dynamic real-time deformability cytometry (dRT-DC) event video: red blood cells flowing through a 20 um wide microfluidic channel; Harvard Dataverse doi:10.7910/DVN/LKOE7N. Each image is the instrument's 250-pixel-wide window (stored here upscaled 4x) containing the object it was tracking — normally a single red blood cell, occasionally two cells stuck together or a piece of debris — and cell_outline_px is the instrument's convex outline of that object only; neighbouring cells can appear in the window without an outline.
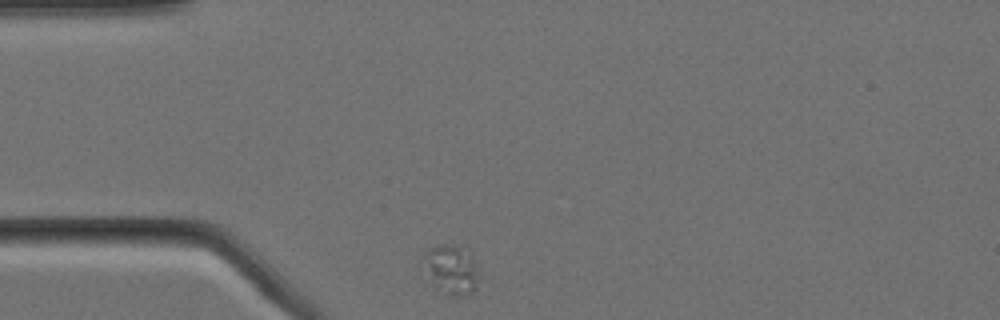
{"species": "Egyptian fruit bat (a non-hibernating species)", "species_latin": "Rousettus aegyptiacus", "temperature_condition": "cold", "stored_images_in_passage": 39, "camera_frame_rate_fps": 3000, "um_per_image_px": 0.085, "animal": {"sex": "female"}, "frame": {"image": 1, "passage_image": 1, "time_ms": 0.0, "image_size_px": [1000, 320], "cell_outline_px": [[480, 276], [476, 288], [472, 292], [464, 296], [444, 296], [432, 288], [420, 268], [420, 256], [428, 248], [436, 244], [460, 244], [472, 256], [476, 264]], "centroid_in_image_um": [38.25, 22.92], "position_along_channel_um": 46.8, "area_um2": 17.63}}
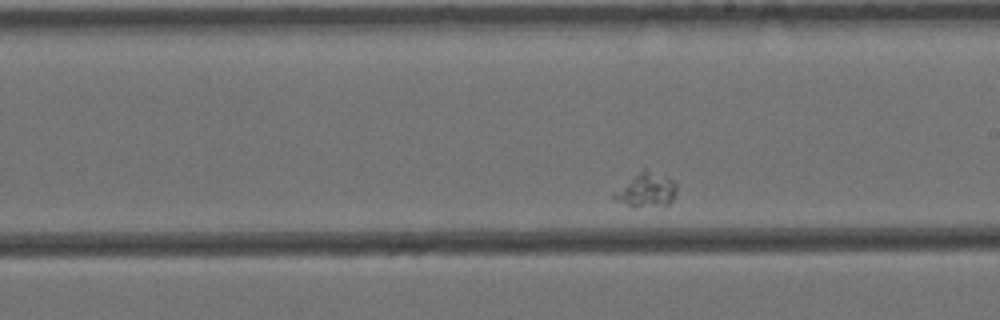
{"frame": {"image": 2, "passage_image": 23, "time_ms": 7.333, "image_size_px": [1000, 320], "cell_outline_px": [[676, 192], [672, 200], [668, 204], [636, 208], [632, 208], [616, 200], [612, 196], [644, 168], [668, 176], [676, 184]], "centroid_in_image_um": [54.99, 16.17], "position_along_channel_um": 234.0, "area_um2": 12.14}}
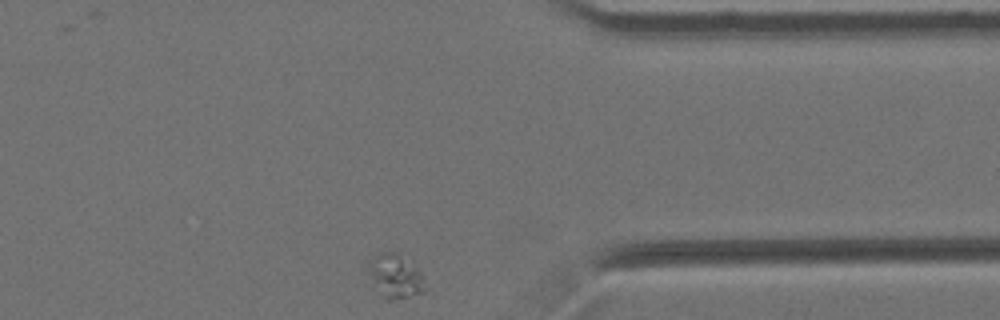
{"frame": {"image": 3, "passage_image": 39, "time_ms": 12.667, "image_size_px": [1000, 320], "cell_outline_px": [[424, 292], [392, 300], [388, 300], [376, 280], [372, 272], [372, 264], [376, 256], [380, 252], [400, 252], [420, 272], [424, 280]], "centroid_in_image_um": [33.74, 23.44], "position_along_channel_um": 377.7, "area_um2": 13.12}}